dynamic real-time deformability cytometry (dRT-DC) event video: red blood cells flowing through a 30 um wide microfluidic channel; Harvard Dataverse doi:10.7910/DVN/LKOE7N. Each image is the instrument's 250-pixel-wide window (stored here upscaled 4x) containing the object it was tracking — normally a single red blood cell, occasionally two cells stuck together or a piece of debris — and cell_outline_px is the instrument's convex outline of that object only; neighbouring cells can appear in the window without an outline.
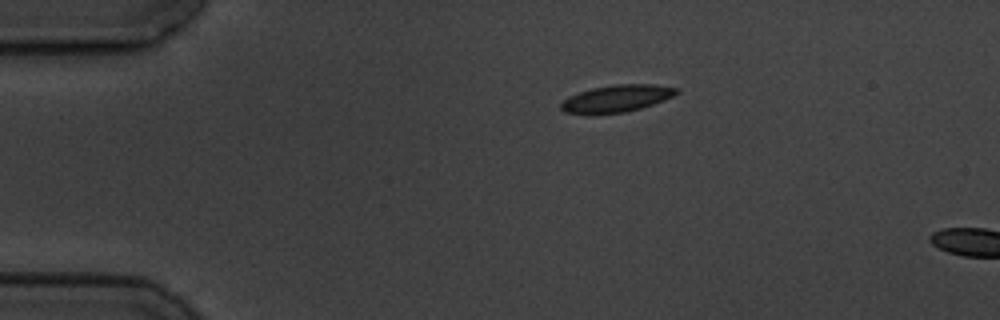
{"species": "common noctule bat (a hibernating species)", "species_latin": "Nyctalus noctula", "temperature_condition": "cold", "stored_images_in_passage": 2, "camera_frame_rate_fps": 3000, "um_per_image_px": 0.085, "animal": {"sex": "male", "body_mass_g": 19.5, "forearm_length_mm": 54.6}, "frame": {"image": 1, "passage_image": 1, "time_ms": 0.0, "image_size_px": [1000, 320], "cell_outline_px": [[680, 92], [664, 100], [640, 108], [624, 112], [588, 116], [564, 112], [560, 108], [560, 104], [568, 96], [592, 88], [616, 84], [656, 84], [680, 88]], "centroid_in_image_um": [52.38, 8.39], "position_along_channel_um": 32.6, "area_um2": 18.61}}